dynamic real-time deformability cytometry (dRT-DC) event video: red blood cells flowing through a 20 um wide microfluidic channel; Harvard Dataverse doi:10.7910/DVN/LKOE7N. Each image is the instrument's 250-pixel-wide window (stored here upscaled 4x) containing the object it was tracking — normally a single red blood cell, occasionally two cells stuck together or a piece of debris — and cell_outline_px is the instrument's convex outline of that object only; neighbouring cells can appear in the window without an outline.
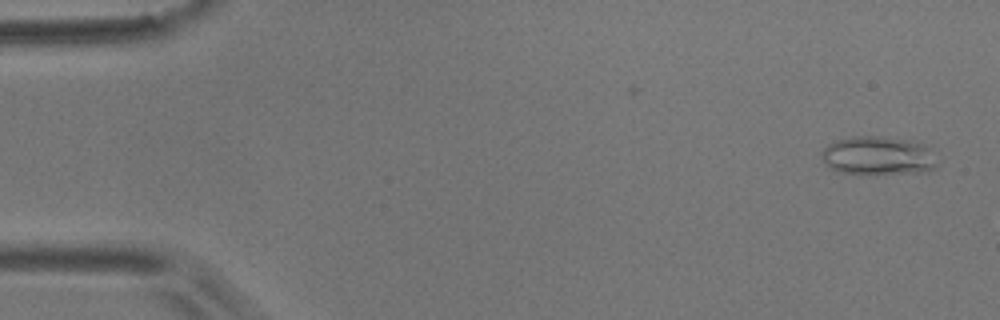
{"species": "common noctule bat (a hibernating species)", "species_latin": "Nyctalus noctula", "temperature_condition": "room temperature", "stored_images_in_passage": 6, "camera_frame_rate_fps": 3000, "um_per_image_px": 0.085, "animal": {"sex": "male", "body_mass_g": 17.9}, "frame": {"image": 1, "passage_image": 1, "time_ms": 0.0, "image_size_px": [1000, 320], "cell_outline_px": [[940, 160], [936, 168], [924, 172], [844, 172], [832, 168], [824, 160], [820, 152], [828, 144], [836, 140], [852, 136], [876, 136], [904, 140], [924, 144]], "centroid_in_image_um": [74.69, 13.21], "position_along_channel_um": 10.3, "area_um2": 25.32}}